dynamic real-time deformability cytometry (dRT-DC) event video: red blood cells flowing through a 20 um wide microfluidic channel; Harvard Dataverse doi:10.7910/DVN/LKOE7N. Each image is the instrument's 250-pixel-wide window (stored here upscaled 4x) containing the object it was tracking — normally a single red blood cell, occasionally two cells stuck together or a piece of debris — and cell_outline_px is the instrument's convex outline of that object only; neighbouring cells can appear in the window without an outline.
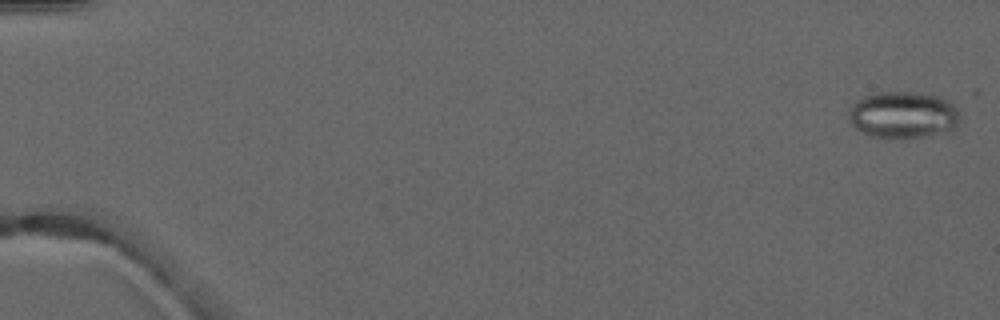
{"species": "common noctule bat (a hibernating species)", "species_latin": "Nyctalus noctula", "temperature_condition": "warm", "stored_images_in_passage": 6, "camera_frame_rate_fps": 3000, "um_per_image_px": 0.085, "animal": {"sex": "male", "forearm_length_mm": 52.5}, "frame": {"image": 1, "passage_image": 1, "time_ms": 0.0, "image_size_px": [1000, 320], "cell_outline_px": [[960, 120], [956, 128], [948, 132], [920, 136], [872, 136], [856, 128], [852, 124], [848, 116], [848, 112], [856, 100], [864, 96], [880, 92], [912, 92], [940, 96], [952, 100], [960, 112]], "centroid_in_image_um": [76.84, 9.73], "position_along_channel_um": 8.2, "area_um2": 30.17}}